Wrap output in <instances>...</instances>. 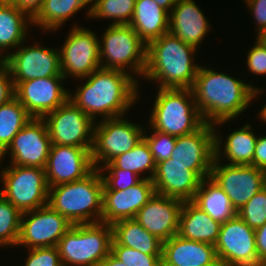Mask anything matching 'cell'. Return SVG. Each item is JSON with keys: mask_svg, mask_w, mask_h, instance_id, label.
<instances>
[{"mask_svg": "<svg viewBox=\"0 0 266 266\" xmlns=\"http://www.w3.org/2000/svg\"><path fill=\"white\" fill-rule=\"evenodd\" d=\"M111 245H123L148 255H162V241L149 233L134 219H122L112 224Z\"/></svg>", "mask_w": 266, "mask_h": 266, "instance_id": "29", "label": "cell"}, {"mask_svg": "<svg viewBox=\"0 0 266 266\" xmlns=\"http://www.w3.org/2000/svg\"><path fill=\"white\" fill-rule=\"evenodd\" d=\"M160 7L168 11L169 13L175 6L177 0H154Z\"/></svg>", "mask_w": 266, "mask_h": 266, "instance_id": "48", "label": "cell"}, {"mask_svg": "<svg viewBox=\"0 0 266 266\" xmlns=\"http://www.w3.org/2000/svg\"><path fill=\"white\" fill-rule=\"evenodd\" d=\"M107 26L99 39L101 68L125 71L139 81L146 68L147 44L130 25Z\"/></svg>", "mask_w": 266, "mask_h": 266, "instance_id": "7", "label": "cell"}, {"mask_svg": "<svg viewBox=\"0 0 266 266\" xmlns=\"http://www.w3.org/2000/svg\"><path fill=\"white\" fill-rule=\"evenodd\" d=\"M72 224L49 205L22 213L17 247L57 246Z\"/></svg>", "mask_w": 266, "mask_h": 266, "instance_id": "16", "label": "cell"}, {"mask_svg": "<svg viewBox=\"0 0 266 266\" xmlns=\"http://www.w3.org/2000/svg\"><path fill=\"white\" fill-rule=\"evenodd\" d=\"M74 24L59 49L60 68L65 79L74 77L79 80L101 68L99 36L89 28Z\"/></svg>", "mask_w": 266, "mask_h": 266, "instance_id": "10", "label": "cell"}, {"mask_svg": "<svg viewBox=\"0 0 266 266\" xmlns=\"http://www.w3.org/2000/svg\"><path fill=\"white\" fill-rule=\"evenodd\" d=\"M169 17V33L197 49L212 29L195 0H177Z\"/></svg>", "mask_w": 266, "mask_h": 266, "instance_id": "23", "label": "cell"}, {"mask_svg": "<svg viewBox=\"0 0 266 266\" xmlns=\"http://www.w3.org/2000/svg\"><path fill=\"white\" fill-rule=\"evenodd\" d=\"M216 254L221 266H261L255 241V229L238 215L221 224Z\"/></svg>", "mask_w": 266, "mask_h": 266, "instance_id": "13", "label": "cell"}, {"mask_svg": "<svg viewBox=\"0 0 266 266\" xmlns=\"http://www.w3.org/2000/svg\"><path fill=\"white\" fill-rule=\"evenodd\" d=\"M50 147L51 139L46 122L43 118L32 117L0 155V162L9 154L10 165L45 169Z\"/></svg>", "mask_w": 266, "mask_h": 266, "instance_id": "15", "label": "cell"}, {"mask_svg": "<svg viewBox=\"0 0 266 266\" xmlns=\"http://www.w3.org/2000/svg\"><path fill=\"white\" fill-rule=\"evenodd\" d=\"M221 224L214 221L192 201H184L180 217L178 235L184 239L215 245Z\"/></svg>", "mask_w": 266, "mask_h": 266, "instance_id": "26", "label": "cell"}, {"mask_svg": "<svg viewBox=\"0 0 266 266\" xmlns=\"http://www.w3.org/2000/svg\"><path fill=\"white\" fill-rule=\"evenodd\" d=\"M152 181L157 194L192 201L202 179L186 165L167 159L156 164Z\"/></svg>", "mask_w": 266, "mask_h": 266, "instance_id": "22", "label": "cell"}, {"mask_svg": "<svg viewBox=\"0 0 266 266\" xmlns=\"http://www.w3.org/2000/svg\"><path fill=\"white\" fill-rule=\"evenodd\" d=\"M253 130L251 124L247 123L242 128L232 131L225 139L217 129H214L215 159L223 161L226 158L228 165H251L258 138Z\"/></svg>", "mask_w": 266, "mask_h": 266, "instance_id": "25", "label": "cell"}, {"mask_svg": "<svg viewBox=\"0 0 266 266\" xmlns=\"http://www.w3.org/2000/svg\"><path fill=\"white\" fill-rule=\"evenodd\" d=\"M145 129L144 125L133 123L124 116L95 122L91 150L94 168L98 169L133 149L143 139Z\"/></svg>", "mask_w": 266, "mask_h": 266, "instance_id": "9", "label": "cell"}, {"mask_svg": "<svg viewBox=\"0 0 266 266\" xmlns=\"http://www.w3.org/2000/svg\"><path fill=\"white\" fill-rule=\"evenodd\" d=\"M84 7L79 0H44L42 8L32 19V25L53 33Z\"/></svg>", "mask_w": 266, "mask_h": 266, "instance_id": "31", "label": "cell"}, {"mask_svg": "<svg viewBox=\"0 0 266 266\" xmlns=\"http://www.w3.org/2000/svg\"><path fill=\"white\" fill-rule=\"evenodd\" d=\"M162 266H221L214 245L174 235L162 243Z\"/></svg>", "mask_w": 266, "mask_h": 266, "instance_id": "24", "label": "cell"}, {"mask_svg": "<svg viewBox=\"0 0 266 266\" xmlns=\"http://www.w3.org/2000/svg\"><path fill=\"white\" fill-rule=\"evenodd\" d=\"M103 179L98 169L85 178L49 187L48 205L72 225L101 222Z\"/></svg>", "mask_w": 266, "mask_h": 266, "instance_id": "4", "label": "cell"}, {"mask_svg": "<svg viewBox=\"0 0 266 266\" xmlns=\"http://www.w3.org/2000/svg\"><path fill=\"white\" fill-rule=\"evenodd\" d=\"M44 0H14L13 5L33 19L42 8Z\"/></svg>", "mask_w": 266, "mask_h": 266, "instance_id": "45", "label": "cell"}, {"mask_svg": "<svg viewBox=\"0 0 266 266\" xmlns=\"http://www.w3.org/2000/svg\"><path fill=\"white\" fill-rule=\"evenodd\" d=\"M261 266H266V260L262 263Z\"/></svg>", "mask_w": 266, "mask_h": 266, "instance_id": "53", "label": "cell"}, {"mask_svg": "<svg viewBox=\"0 0 266 266\" xmlns=\"http://www.w3.org/2000/svg\"><path fill=\"white\" fill-rule=\"evenodd\" d=\"M110 163L116 168L132 171L141 179L152 180L156 170V162L144 139L130 151L112 159ZM145 171H148L147 176ZM142 174H145V176H141Z\"/></svg>", "mask_w": 266, "mask_h": 266, "instance_id": "33", "label": "cell"}, {"mask_svg": "<svg viewBox=\"0 0 266 266\" xmlns=\"http://www.w3.org/2000/svg\"><path fill=\"white\" fill-rule=\"evenodd\" d=\"M190 89L201 117L205 123L213 124L214 129L237 119L260 93H264L262 87L201 65Z\"/></svg>", "mask_w": 266, "mask_h": 266, "instance_id": "1", "label": "cell"}, {"mask_svg": "<svg viewBox=\"0 0 266 266\" xmlns=\"http://www.w3.org/2000/svg\"><path fill=\"white\" fill-rule=\"evenodd\" d=\"M92 148L51 144L45 167L49 187L81 180L95 168Z\"/></svg>", "mask_w": 266, "mask_h": 266, "instance_id": "19", "label": "cell"}, {"mask_svg": "<svg viewBox=\"0 0 266 266\" xmlns=\"http://www.w3.org/2000/svg\"><path fill=\"white\" fill-rule=\"evenodd\" d=\"M80 80L87 81L76 87L74 95L69 92V100L94 122L100 115V121L125 116L140 98V82L122 70L99 68Z\"/></svg>", "mask_w": 266, "mask_h": 266, "instance_id": "2", "label": "cell"}, {"mask_svg": "<svg viewBox=\"0 0 266 266\" xmlns=\"http://www.w3.org/2000/svg\"><path fill=\"white\" fill-rule=\"evenodd\" d=\"M184 201L155 195L137 212L134 220L162 242L178 234L179 217Z\"/></svg>", "mask_w": 266, "mask_h": 266, "instance_id": "20", "label": "cell"}, {"mask_svg": "<svg viewBox=\"0 0 266 266\" xmlns=\"http://www.w3.org/2000/svg\"><path fill=\"white\" fill-rule=\"evenodd\" d=\"M15 97L14 84L8 67L0 61V105Z\"/></svg>", "mask_w": 266, "mask_h": 266, "instance_id": "42", "label": "cell"}, {"mask_svg": "<svg viewBox=\"0 0 266 266\" xmlns=\"http://www.w3.org/2000/svg\"><path fill=\"white\" fill-rule=\"evenodd\" d=\"M79 1L85 6V8L88 9V11H86L87 13L86 15L88 17L87 19H90V11L94 8L98 0H79ZM86 6H88L89 8Z\"/></svg>", "mask_w": 266, "mask_h": 266, "instance_id": "49", "label": "cell"}, {"mask_svg": "<svg viewBox=\"0 0 266 266\" xmlns=\"http://www.w3.org/2000/svg\"><path fill=\"white\" fill-rule=\"evenodd\" d=\"M97 266H126L119 261L112 253H110L101 263Z\"/></svg>", "mask_w": 266, "mask_h": 266, "instance_id": "47", "label": "cell"}, {"mask_svg": "<svg viewBox=\"0 0 266 266\" xmlns=\"http://www.w3.org/2000/svg\"><path fill=\"white\" fill-rule=\"evenodd\" d=\"M0 169V194L21 213L48 205L44 168L6 165Z\"/></svg>", "mask_w": 266, "mask_h": 266, "instance_id": "8", "label": "cell"}, {"mask_svg": "<svg viewBox=\"0 0 266 266\" xmlns=\"http://www.w3.org/2000/svg\"><path fill=\"white\" fill-rule=\"evenodd\" d=\"M251 165L266 171V136L264 135L257 138Z\"/></svg>", "mask_w": 266, "mask_h": 266, "instance_id": "44", "label": "cell"}, {"mask_svg": "<svg viewBox=\"0 0 266 266\" xmlns=\"http://www.w3.org/2000/svg\"><path fill=\"white\" fill-rule=\"evenodd\" d=\"M251 12L252 18L255 20L254 23L256 26V33L266 29V0H244L243 1Z\"/></svg>", "mask_w": 266, "mask_h": 266, "instance_id": "43", "label": "cell"}, {"mask_svg": "<svg viewBox=\"0 0 266 266\" xmlns=\"http://www.w3.org/2000/svg\"><path fill=\"white\" fill-rule=\"evenodd\" d=\"M170 13L154 0H136L130 26L148 45L169 32Z\"/></svg>", "mask_w": 266, "mask_h": 266, "instance_id": "27", "label": "cell"}, {"mask_svg": "<svg viewBox=\"0 0 266 266\" xmlns=\"http://www.w3.org/2000/svg\"><path fill=\"white\" fill-rule=\"evenodd\" d=\"M30 26L32 27V19L22 10L13 4L0 5V61L28 41L27 31L31 29Z\"/></svg>", "mask_w": 266, "mask_h": 266, "instance_id": "28", "label": "cell"}, {"mask_svg": "<svg viewBox=\"0 0 266 266\" xmlns=\"http://www.w3.org/2000/svg\"><path fill=\"white\" fill-rule=\"evenodd\" d=\"M14 0H0V5H10L13 4Z\"/></svg>", "mask_w": 266, "mask_h": 266, "instance_id": "52", "label": "cell"}, {"mask_svg": "<svg viewBox=\"0 0 266 266\" xmlns=\"http://www.w3.org/2000/svg\"><path fill=\"white\" fill-rule=\"evenodd\" d=\"M10 52L3 63L8 67L14 87L24 81L62 75L59 49L42 43L24 45Z\"/></svg>", "mask_w": 266, "mask_h": 266, "instance_id": "12", "label": "cell"}, {"mask_svg": "<svg viewBox=\"0 0 266 266\" xmlns=\"http://www.w3.org/2000/svg\"><path fill=\"white\" fill-rule=\"evenodd\" d=\"M255 40L259 42L264 48H266V29L260 31L255 36Z\"/></svg>", "mask_w": 266, "mask_h": 266, "instance_id": "50", "label": "cell"}, {"mask_svg": "<svg viewBox=\"0 0 266 266\" xmlns=\"http://www.w3.org/2000/svg\"><path fill=\"white\" fill-rule=\"evenodd\" d=\"M148 117V129L175 137L198 130L205 122L191 89L158 88Z\"/></svg>", "mask_w": 266, "mask_h": 266, "instance_id": "5", "label": "cell"}, {"mask_svg": "<svg viewBox=\"0 0 266 266\" xmlns=\"http://www.w3.org/2000/svg\"><path fill=\"white\" fill-rule=\"evenodd\" d=\"M51 144L92 148L95 122L71 100L43 117Z\"/></svg>", "mask_w": 266, "mask_h": 266, "instance_id": "11", "label": "cell"}, {"mask_svg": "<svg viewBox=\"0 0 266 266\" xmlns=\"http://www.w3.org/2000/svg\"><path fill=\"white\" fill-rule=\"evenodd\" d=\"M258 114V118H260V120H263V122H266V104L263 105L262 108H260V111Z\"/></svg>", "mask_w": 266, "mask_h": 266, "instance_id": "51", "label": "cell"}, {"mask_svg": "<svg viewBox=\"0 0 266 266\" xmlns=\"http://www.w3.org/2000/svg\"><path fill=\"white\" fill-rule=\"evenodd\" d=\"M213 124L204 123L195 132L176 137L169 162L180 163L194 171L201 179L210 177L215 158Z\"/></svg>", "mask_w": 266, "mask_h": 266, "instance_id": "18", "label": "cell"}, {"mask_svg": "<svg viewBox=\"0 0 266 266\" xmlns=\"http://www.w3.org/2000/svg\"><path fill=\"white\" fill-rule=\"evenodd\" d=\"M136 0H98L90 11L94 20L111 19V25H129L135 9Z\"/></svg>", "mask_w": 266, "mask_h": 266, "instance_id": "34", "label": "cell"}, {"mask_svg": "<svg viewBox=\"0 0 266 266\" xmlns=\"http://www.w3.org/2000/svg\"><path fill=\"white\" fill-rule=\"evenodd\" d=\"M24 266H63L56 246L38 247L27 250Z\"/></svg>", "mask_w": 266, "mask_h": 266, "instance_id": "40", "label": "cell"}, {"mask_svg": "<svg viewBox=\"0 0 266 266\" xmlns=\"http://www.w3.org/2000/svg\"><path fill=\"white\" fill-rule=\"evenodd\" d=\"M155 193L153 181L145 178L122 191L103 190L101 222L112 225L122 219H134Z\"/></svg>", "mask_w": 266, "mask_h": 266, "instance_id": "21", "label": "cell"}, {"mask_svg": "<svg viewBox=\"0 0 266 266\" xmlns=\"http://www.w3.org/2000/svg\"><path fill=\"white\" fill-rule=\"evenodd\" d=\"M111 253L126 266H162V255H148L123 245H111Z\"/></svg>", "mask_w": 266, "mask_h": 266, "instance_id": "38", "label": "cell"}, {"mask_svg": "<svg viewBox=\"0 0 266 266\" xmlns=\"http://www.w3.org/2000/svg\"><path fill=\"white\" fill-rule=\"evenodd\" d=\"M150 132V135L144 132L143 139L148 144L156 164L169 159L175 148L176 137L154 129Z\"/></svg>", "mask_w": 266, "mask_h": 266, "instance_id": "39", "label": "cell"}, {"mask_svg": "<svg viewBox=\"0 0 266 266\" xmlns=\"http://www.w3.org/2000/svg\"><path fill=\"white\" fill-rule=\"evenodd\" d=\"M225 163L214 158L210 177L221 187L238 211L266 186V171L252 165Z\"/></svg>", "mask_w": 266, "mask_h": 266, "instance_id": "14", "label": "cell"}, {"mask_svg": "<svg viewBox=\"0 0 266 266\" xmlns=\"http://www.w3.org/2000/svg\"><path fill=\"white\" fill-rule=\"evenodd\" d=\"M22 213L0 194V247L17 245Z\"/></svg>", "mask_w": 266, "mask_h": 266, "instance_id": "35", "label": "cell"}, {"mask_svg": "<svg viewBox=\"0 0 266 266\" xmlns=\"http://www.w3.org/2000/svg\"><path fill=\"white\" fill-rule=\"evenodd\" d=\"M255 241L258 259L263 263L266 260V222L255 229Z\"/></svg>", "mask_w": 266, "mask_h": 266, "instance_id": "46", "label": "cell"}, {"mask_svg": "<svg viewBox=\"0 0 266 266\" xmlns=\"http://www.w3.org/2000/svg\"><path fill=\"white\" fill-rule=\"evenodd\" d=\"M98 170L103 179V190L122 191L134 186L141 180V178L132 171L116 168L110 162L99 167Z\"/></svg>", "mask_w": 266, "mask_h": 266, "instance_id": "37", "label": "cell"}, {"mask_svg": "<svg viewBox=\"0 0 266 266\" xmlns=\"http://www.w3.org/2000/svg\"><path fill=\"white\" fill-rule=\"evenodd\" d=\"M64 81L65 77L58 75L20 82L14 87L15 98L31 117L43 118L69 99Z\"/></svg>", "mask_w": 266, "mask_h": 266, "instance_id": "17", "label": "cell"}, {"mask_svg": "<svg viewBox=\"0 0 266 266\" xmlns=\"http://www.w3.org/2000/svg\"><path fill=\"white\" fill-rule=\"evenodd\" d=\"M111 224H77L58 241L63 266H97L111 253Z\"/></svg>", "mask_w": 266, "mask_h": 266, "instance_id": "6", "label": "cell"}, {"mask_svg": "<svg viewBox=\"0 0 266 266\" xmlns=\"http://www.w3.org/2000/svg\"><path fill=\"white\" fill-rule=\"evenodd\" d=\"M192 202L220 224L237 215L230 198L211 177L202 179Z\"/></svg>", "mask_w": 266, "mask_h": 266, "instance_id": "30", "label": "cell"}, {"mask_svg": "<svg viewBox=\"0 0 266 266\" xmlns=\"http://www.w3.org/2000/svg\"><path fill=\"white\" fill-rule=\"evenodd\" d=\"M197 48L169 32L147 45L146 68L142 80L156 82L158 88L190 89L199 65Z\"/></svg>", "mask_w": 266, "mask_h": 266, "instance_id": "3", "label": "cell"}, {"mask_svg": "<svg viewBox=\"0 0 266 266\" xmlns=\"http://www.w3.org/2000/svg\"><path fill=\"white\" fill-rule=\"evenodd\" d=\"M237 215L250 227L257 229L266 222V186L238 211Z\"/></svg>", "mask_w": 266, "mask_h": 266, "instance_id": "36", "label": "cell"}, {"mask_svg": "<svg viewBox=\"0 0 266 266\" xmlns=\"http://www.w3.org/2000/svg\"><path fill=\"white\" fill-rule=\"evenodd\" d=\"M254 46L247 53L246 67L252 75H266V48L255 40Z\"/></svg>", "mask_w": 266, "mask_h": 266, "instance_id": "41", "label": "cell"}, {"mask_svg": "<svg viewBox=\"0 0 266 266\" xmlns=\"http://www.w3.org/2000/svg\"><path fill=\"white\" fill-rule=\"evenodd\" d=\"M31 118L25 107L15 97L0 105V155Z\"/></svg>", "mask_w": 266, "mask_h": 266, "instance_id": "32", "label": "cell"}]
</instances>
